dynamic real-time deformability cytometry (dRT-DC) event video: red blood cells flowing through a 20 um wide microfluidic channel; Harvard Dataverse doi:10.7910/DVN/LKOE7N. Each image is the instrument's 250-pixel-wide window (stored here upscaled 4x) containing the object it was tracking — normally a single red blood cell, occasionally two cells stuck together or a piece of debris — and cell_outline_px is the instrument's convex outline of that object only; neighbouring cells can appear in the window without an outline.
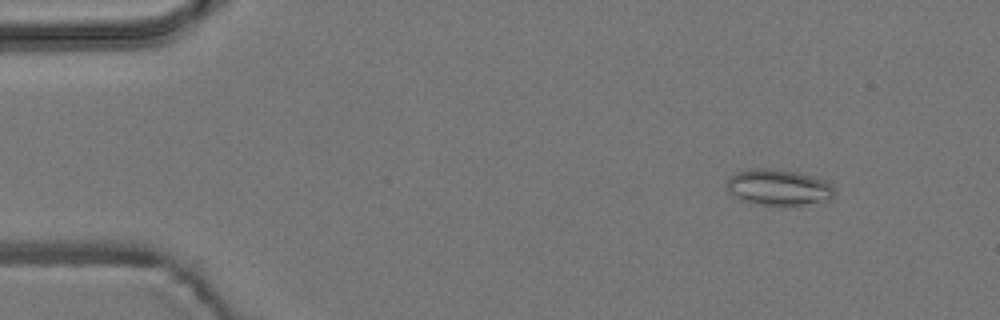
{"species": "common noctule bat (a hibernating species)", "species_latin": "Nyctalus noctula", "temperature_condition": "room temperature", "stored_images_in_passage": 53, "camera_frame_rate_fps": 3000, "um_per_image_px": 0.085, "animal": {"sex": "male", "body_mass_g": 19.2, "forearm_length_mm": 51.8}, "frame": {"image": 1, "passage_image": 5, "time_ms": 1.333, "image_size_px": [1000, 320], "cell_outline_px": [[836, 192], [828, 200], [804, 204], [756, 204], [744, 200], [728, 192], [728, 176], [736, 172], [756, 168], [768, 168], [800, 172], [824, 180], [832, 184]], "centroid_in_image_um": [66.19, 15.9], "position_along_channel_um": 18.8, "area_um2": 22.31}}
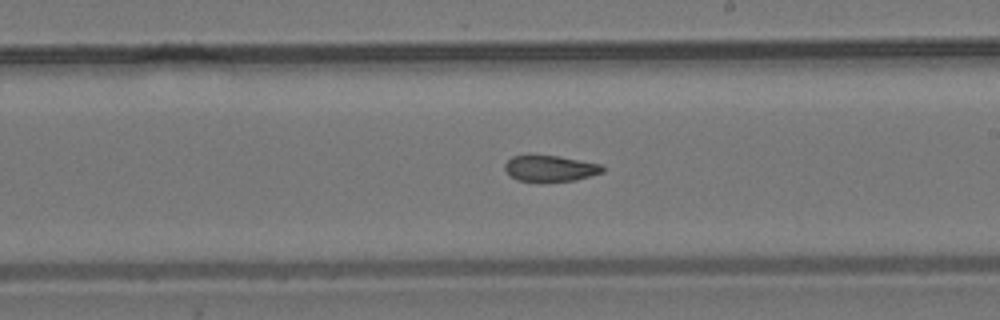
{"frame": {"image": 2, "passage_image": 30, "time_ms": 9.667, "image_size_px": [1000, 320], "cell_outline_px": [[604, 172], [576, 180], [516, 180], [504, 168], [504, 164], [512, 156], [528, 152], [560, 156], [600, 164], [604, 168]], "centroid_in_image_um": [46.73, 14.25], "position_along_channel_um": 242.3, "area_um2": 15.03}}
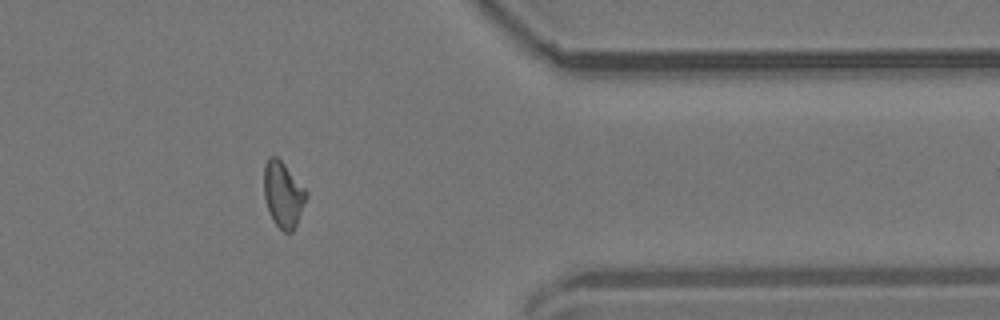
{"frame": {"image": 3, "passage_image": 43, "time_ms": 14.0, "image_size_px": [1000, 320], "cell_outline_px": [[308, 196], [296, 224], [292, 232], [284, 232], [272, 220], [264, 196], [264, 168], [268, 156], [276, 156], [284, 164], [308, 192]], "centroid_in_image_um": [24.07, 16.52], "position_along_channel_um": 387.3, "area_um2": 16.01}, "authors_computed_cell_mechanics": {"area_um2": 16.2996, "velocity_mm_per_s": 3.7771, "shape_relaxation_time_tau1_ms": null, "shape_relaxation_time_tau2_ms": 2.8199, "deformation_change_tau1": null, "deformation_change_tau2": 0.0909}}